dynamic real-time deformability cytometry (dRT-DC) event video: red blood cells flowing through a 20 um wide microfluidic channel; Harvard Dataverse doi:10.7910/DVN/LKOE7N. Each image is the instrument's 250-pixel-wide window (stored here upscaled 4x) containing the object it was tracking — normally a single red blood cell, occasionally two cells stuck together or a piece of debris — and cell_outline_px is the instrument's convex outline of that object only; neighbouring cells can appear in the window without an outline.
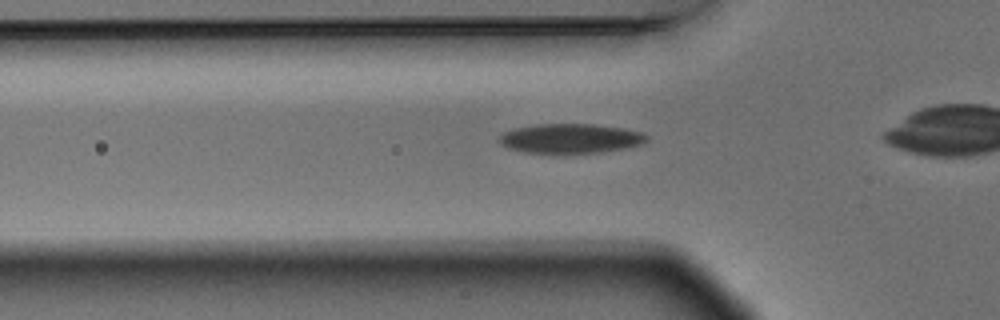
{"species": "Egyptian fruit bat (a non-hibernating species)", "species_latin": "Rousettus aegyptiacus", "temperature_condition": "warm", "stored_images_in_passage": 5, "camera_frame_rate_fps": 3000, "um_per_image_px": 0.085, "animal": {"sex": "male"}, "frame": {"image": 1, "passage_image": 4, "time_ms": 1.0, "image_size_px": [1000, 320], "cell_outline_px": [[648, 140], [640, 144], [624, 148], [600, 152], [524, 152], [508, 148], [500, 144], [500, 136], [504, 132], [516, 128], [536, 124], [592, 124], [624, 128], [640, 132], [648, 136]], "centroid_in_image_um": [48.49, 11.75], "position_along_channel_um": 77.3, "area_um2": 24.91}}